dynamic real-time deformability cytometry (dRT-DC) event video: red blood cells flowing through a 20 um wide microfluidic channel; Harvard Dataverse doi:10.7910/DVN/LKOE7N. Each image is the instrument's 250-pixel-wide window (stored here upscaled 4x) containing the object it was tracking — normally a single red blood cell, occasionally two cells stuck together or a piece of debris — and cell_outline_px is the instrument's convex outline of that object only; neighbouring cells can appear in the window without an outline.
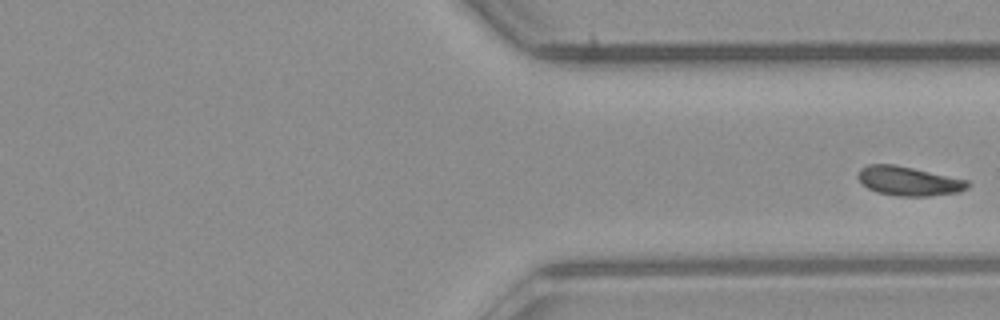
{"species": "common noctule bat (a hibernating species)", "species_latin": "Nyctalus noctula", "temperature_condition": "room temperature", "stored_images_in_passage": 42, "segment_of_instrument_passage": [2, 2], "camera_frame_rate_fps": 3000, "um_per_image_px": 0.085, "animal": {"sex": "male", "body_mass_g": 23.1, "forearm_length_mm": 52.7}, "frame": {"image": 1, "passage_image": 42, "time_ms": 13.667, "image_size_px": [1000, 320], "cell_outline_px": [[968, 188], [960, 192], [928, 196], [896, 196], [876, 192], [860, 184], [856, 176], [860, 168], [868, 164], [892, 164], [912, 168], [968, 180]], "centroid_in_image_um": [77.18, 15.39], "position_along_channel_um": 334.2, "area_um2": 18.73}}